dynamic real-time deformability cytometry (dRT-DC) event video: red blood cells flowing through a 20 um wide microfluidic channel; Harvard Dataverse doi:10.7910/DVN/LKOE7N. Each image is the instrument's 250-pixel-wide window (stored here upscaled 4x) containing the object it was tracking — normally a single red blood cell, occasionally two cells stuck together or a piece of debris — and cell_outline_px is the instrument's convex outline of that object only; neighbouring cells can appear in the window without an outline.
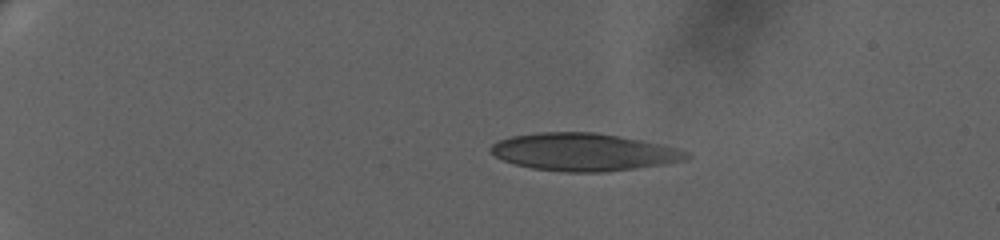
{"species": "human", "species_latin": "Homo sapiens", "temperature_condition": "warm", "stored_images_in_passage": 53, "camera_frame_rate_fps": 3000, "um_per_image_px": 0.085, "donor": {"sex": "female"}, "frame": {"image": 1, "passage_image": 1, "time_ms": 0.0, "image_size_px": [1000, 240], "cell_outline_px": [[692, 156], [688, 160], [664, 164], [636, 168], [604, 172], [564, 172], [532, 168], [516, 164], [504, 160], [496, 156], [488, 148], [492, 144], [500, 140], [512, 136], [540, 132], [596, 132], [644, 140], [676, 148], [688, 152]], "centroid_in_image_um": [49.65, 12.92], "position_along_channel_um": 35.3, "area_um2": 42.89}}
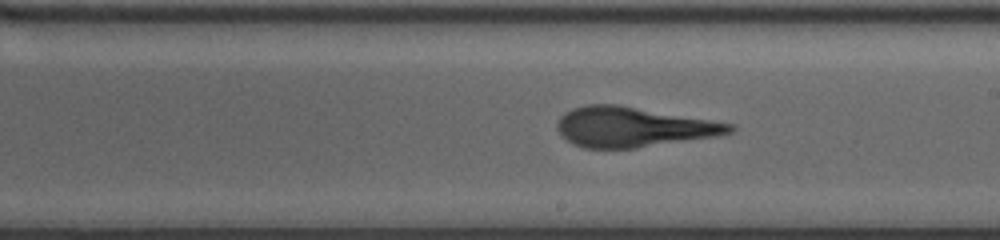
{"frame": {"image": 2, "passage_image": 29, "time_ms": 9.333, "image_size_px": [1000, 240], "cell_outline_px": [[736, 128], [732, 132], [720, 136], [636, 148], [584, 148], [572, 144], [560, 136], [556, 128], [556, 124], [560, 116], [572, 108], [588, 104], [616, 104], [736, 124]], "centroid_in_image_um": [53.81, 10.8], "position_along_channel_um": 235.2, "area_um2": 40.46}}
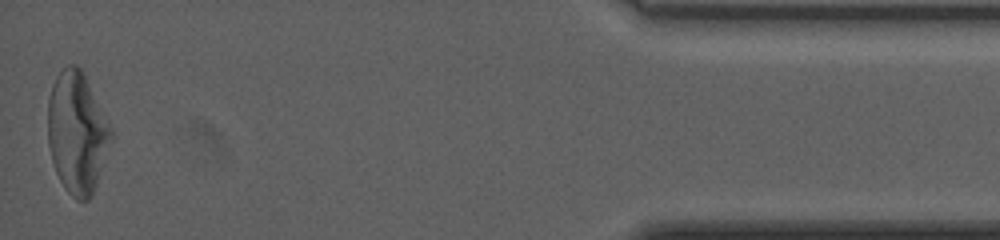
{"frame": {"image": 3, "passage_image": 53, "time_ms": 17.333, "image_size_px": [1000, 240], "cell_outline_px": [[112, 140], [92, 196], [88, 200], [76, 200], [64, 188], [56, 172], [52, 160], [48, 144], [48, 100], [52, 84], [56, 76], [68, 64], [76, 64], [80, 68], [112, 128]], "centroid_in_image_um": [6.54, 11.29], "position_along_channel_um": 428.7, "area_um2": 44.45}}